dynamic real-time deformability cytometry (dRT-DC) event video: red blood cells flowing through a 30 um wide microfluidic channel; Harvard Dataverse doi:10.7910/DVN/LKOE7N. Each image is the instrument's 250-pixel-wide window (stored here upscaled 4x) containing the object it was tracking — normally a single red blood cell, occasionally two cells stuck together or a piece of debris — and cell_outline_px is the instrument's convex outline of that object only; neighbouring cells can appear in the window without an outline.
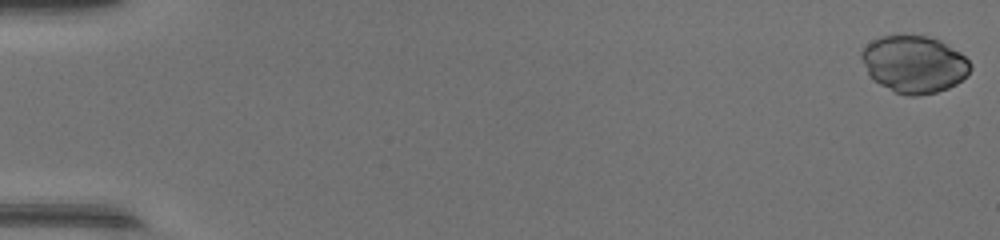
{"species": "common noctule bat (a hibernating species)", "species_latin": "Nyctalus noctula", "temperature_condition": "warm", "stored_images_in_passage": 49, "camera_frame_rate_fps": 3000, "um_per_image_px": 0.085, "animal": {"sex": "female", "body_mass_g": 17.0, "forearm_length_mm": 48.0}, "frame": {"image": 1, "passage_image": 1, "time_ms": 0.0, "image_size_px": [1000, 240], "cell_outline_px": [[972, 68], [956, 84], [948, 88], [936, 92], [916, 96], [908, 96], [896, 92], [872, 80], [860, 56], [860, 52], [872, 40], [880, 36], [928, 36], [940, 40], [960, 52], [972, 64]], "centroid_in_image_um": [77.7, 5.46], "position_along_channel_um": 7.3, "area_um2": 36.01}}